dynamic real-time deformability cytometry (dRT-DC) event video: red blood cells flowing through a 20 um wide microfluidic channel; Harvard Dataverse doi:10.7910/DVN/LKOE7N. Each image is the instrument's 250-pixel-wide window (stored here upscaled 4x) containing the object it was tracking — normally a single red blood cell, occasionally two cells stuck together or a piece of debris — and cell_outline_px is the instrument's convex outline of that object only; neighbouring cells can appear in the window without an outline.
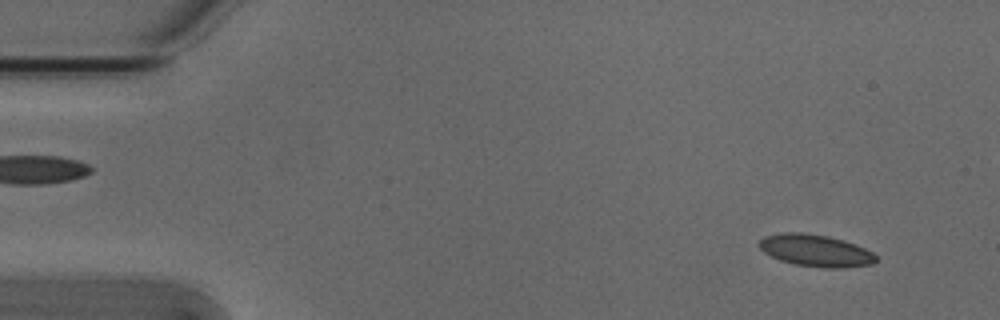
{"species": "Egyptian fruit bat (a non-hibernating species)", "species_latin": "Rousettus aegyptiacus", "temperature_condition": "cold", "stored_images_in_passage": 5, "camera_frame_rate_fps": 3000, "um_per_image_px": 0.085, "animal": {"sex": "male"}, "frame": {"image": 1, "passage_image": 1, "time_ms": 0.0, "image_size_px": [1000, 320], "cell_outline_px": [[876, 260], [872, 264], [844, 268], [824, 268], [796, 264], [780, 260], [764, 252], [756, 244], [764, 236], [784, 232], [804, 232], [828, 236], [844, 240], [856, 244], [872, 252], [876, 256]], "centroid_in_image_um": [69.32, 21.29], "position_along_channel_um": 15.7, "area_um2": 21.85}}